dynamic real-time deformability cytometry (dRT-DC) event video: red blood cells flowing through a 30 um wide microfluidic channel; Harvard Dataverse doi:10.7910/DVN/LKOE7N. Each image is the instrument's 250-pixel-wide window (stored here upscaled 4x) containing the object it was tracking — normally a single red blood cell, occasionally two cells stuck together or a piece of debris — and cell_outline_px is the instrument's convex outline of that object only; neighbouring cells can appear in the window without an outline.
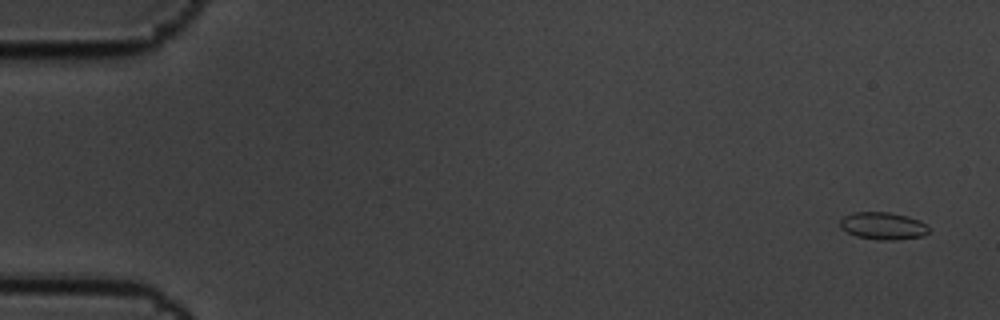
{"species": "common noctule bat (a hibernating species)", "species_latin": "Nyctalus noctula", "temperature_condition": "cold", "stored_images_in_passage": 6, "camera_frame_rate_fps": 3000, "um_per_image_px": 0.085, "animal": {"sex": "male", "body_mass_g": 19.5, "forearm_length_mm": 54.6}, "frame": {"image": 1, "passage_image": 1, "time_ms": 0.0, "image_size_px": [1000, 320], "cell_outline_px": [[928, 232], [924, 236], [896, 240], [880, 240], [856, 236], [840, 228], [840, 220], [844, 216], [852, 212], [888, 212], [908, 216], [920, 220], [928, 224]], "centroid_in_image_um": [75.08, 19.2], "position_along_channel_um": 9.9, "area_um2": 14.28}}
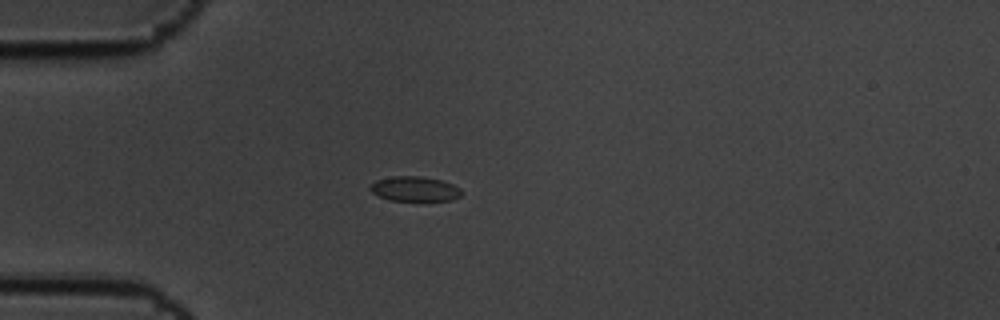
{"frame": {"image": 2, "passage_image": 5, "time_ms": 1.333, "image_size_px": [1000, 320], "cell_outline_px": [[460, 196], [452, 200], [392, 200], [380, 196], [372, 192], [368, 188], [376, 180], [392, 176], [420, 176], [440, 180], [452, 184], [460, 188]], "centroid_in_image_um": [35.23, 16.04], "position_along_channel_um": 49.8, "area_um2": 12.95}}